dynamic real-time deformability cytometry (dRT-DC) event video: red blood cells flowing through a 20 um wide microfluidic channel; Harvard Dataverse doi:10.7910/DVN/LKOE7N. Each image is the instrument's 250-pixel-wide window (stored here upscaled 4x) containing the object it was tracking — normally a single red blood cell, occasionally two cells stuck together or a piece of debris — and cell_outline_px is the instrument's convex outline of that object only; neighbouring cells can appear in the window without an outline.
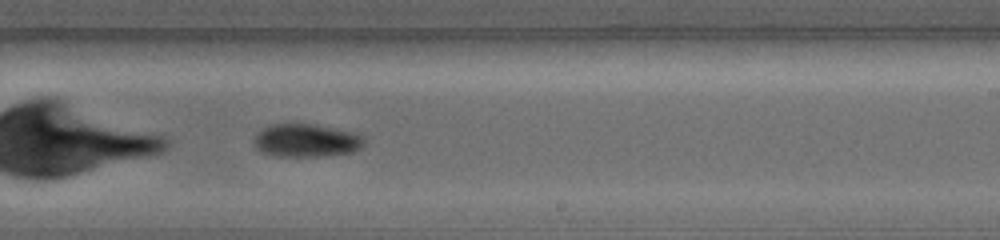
{"species": "common noctule bat (a hibernating species)", "species_latin": "Nyctalus noctula", "temperature_condition": "warm", "stored_images_in_passage": 32, "camera_frame_rate_fps": 5000, "um_per_image_px": 0.085, "animal": {"sex": "female", "body_mass_g": 19.0, "forearm_length_mm": 56.7}, "frame": {"image": 1, "passage_image": 19, "time_ms": 4.6, "image_size_px": [1000, 240], "cell_outline_px": [[364, 144], [360, 148], [352, 152], [320, 156], [276, 156], [260, 152], [252, 144], [252, 140], [256, 132], [272, 124], [316, 124], [356, 132], [364, 136]], "centroid_in_image_um": [26.01, 11.93], "position_along_channel_um": 263.0, "area_um2": 21.56}}